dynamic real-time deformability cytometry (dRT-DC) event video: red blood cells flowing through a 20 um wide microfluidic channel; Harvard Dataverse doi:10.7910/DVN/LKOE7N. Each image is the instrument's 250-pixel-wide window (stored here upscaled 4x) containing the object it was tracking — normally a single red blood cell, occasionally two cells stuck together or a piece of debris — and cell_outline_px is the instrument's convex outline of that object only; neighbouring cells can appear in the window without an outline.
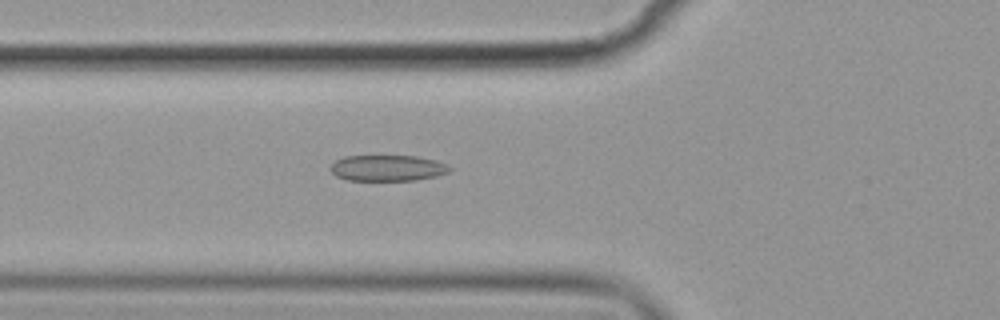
{"species": "common noctule bat (a hibernating species)", "species_latin": "Nyctalus noctula", "temperature_condition": "cold", "stored_images_in_passage": 56, "camera_frame_rate_fps": 3000, "um_per_image_px": 0.085, "animal": {"sex": "female", "body_mass_g": 19.9}, "frame": {"image": 1, "passage_image": 20, "time_ms": 6.333, "image_size_px": [1000, 320], "cell_outline_px": [[452, 168], [448, 172], [436, 176], [416, 180], [348, 180], [336, 176], [332, 172], [332, 164], [336, 160], [344, 156], [416, 156], [436, 160], [448, 164]], "centroid_in_image_um": [32.98, 14.28], "position_along_channel_um": 92.8, "area_um2": 17.98}}
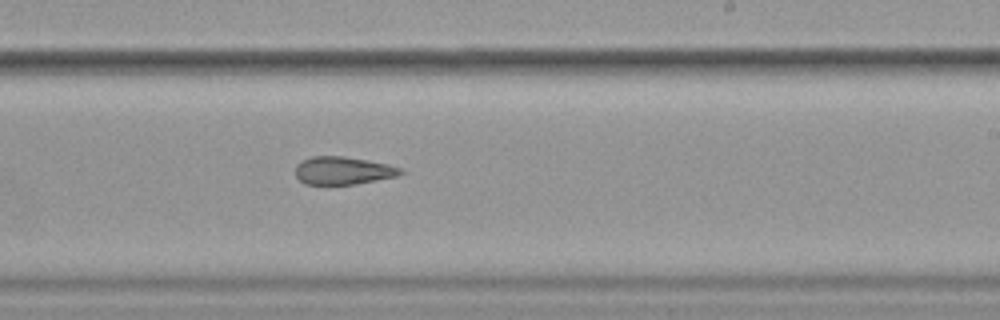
{"frame": {"image": 2, "passage_image": 34, "time_ms": 11.0, "image_size_px": [1000, 320], "cell_outline_px": [[404, 172], [396, 176], [356, 184], [304, 184], [296, 176], [296, 164], [312, 156], [344, 156], [388, 164], [400, 168]], "centroid_in_image_um": [29.14, 14.5], "position_along_channel_um": 259.9, "area_um2": 16.88}}
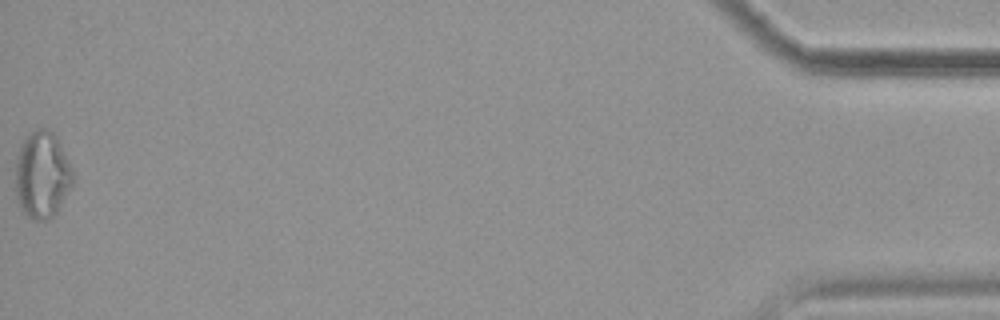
{"frame": {"image": 3, "passage_image": 56, "time_ms": 18.333, "image_size_px": [1000, 320], "cell_outline_px": [[72, 184], [56, 212], [48, 220], [32, 220], [20, 208], [16, 196], [16, 160], [20, 148], [24, 140], [36, 128], [44, 128], [52, 132], [56, 136], [60, 144], [72, 172]], "centroid_in_image_um": [3.55, 14.89], "position_along_channel_um": 431.6, "area_um2": 28.44}, "authors_computed_cell_mechanics": {"area_um2": 20.23, "velocity_mm_per_s": 3.5764, "shape_relaxation_time_tau1_ms": null, "shape_relaxation_time_tau2_ms": 2.4512, "deformation_change_tau1": null, "deformation_change_tau2": 0.1059}}